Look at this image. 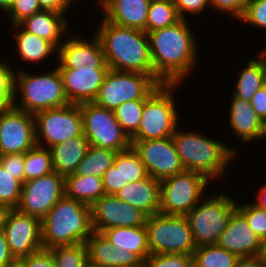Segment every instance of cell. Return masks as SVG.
I'll use <instances>...</instances> for the list:
<instances>
[{"mask_svg": "<svg viewBox=\"0 0 266 267\" xmlns=\"http://www.w3.org/2000/svg\"><path fill=\"white\" fill-rule=\"evenodd\" d=\"M188 20L147 33L154 77L161 84H180L197 66L199 47Z\"/></svg>", "mask_w": 266, "mask_h": 267, "instance_id": "obj_1", "label": "cell"}, {"mask_svg": "<svg viewBox=\"0 0 266 267\" xmlns=\"http://www.w3.org/2000/svg\"><path fill=\"white\" fill-rule=\"evenodd\" d=\"M95 31L110 69L154 76L149 38L146 32L111 23L103 17H101L99 28Z\"/></svg>", "mask_w": 266, "mask_h": 267, "instance_id": "obj_2", "label": "cell"}, {"mask_svg": "<svg viewBox=\"0 0 266 267\" xmlns=\"http://www.w3.org/2000/svg\"><path fill=\"white\" fill-rule=\"evenodd\" d=\"M202 133L176 129L172 140L185 170L199 172L208 180L217 181L226 174L237 150Z\"/></svg>", "mask_w": 266, "mask_h": 267, "instance_id": "obj_3", "label": "cell"}, {"mask_svg": "<svg viewBox=\"0 0 266 267\" xmlns=\"http://www.w3.org/2000/svg\"><path fill=\"white\" fill-rule=\"evenodd\" d=\"M43 248L85 243L93 232L91 206L65 195L41 220Z\"/></svg>", "mask_w": 266, "mask_h": 267, "instance_id": "obj_4", "label": "cell"}, {"mask_svg": "<svg viewBox=\"0 0 266 267\" xmlns=\"http://www.w3.org/2000/svg\"><path fill=\"white\" fill-rule=\"evenodd\" d=\"M16 69L18 71L15 70L14 73V99L12 103L14 107L35 115L44 110L70 104L65 95L57 66L47 73L39 74L40 72H38L35 75L23 68L21 70Z\"/></svg>", "mask_w": 266, "mask_h": 267, "instance_id": "obj_5", "label": "cell"}, {"mask_svg": "<svg viewBox=\"0 0 266 267\" xmlns=\"http://www.w3.org/2000/svg\"><path fill=\"white\" fill-rule=\"evenodd\" d=\"M178 85L180 84H160L145 99L138 131L131 140H156L173 136L180 126L179 113L174 100V94L179 90L176 89Z\"/></svg>", "mask_w": 266, "mask_h": 267, "instance_id": "obj_6", "label": "cell"}, {"mask_svg": "<svg viewBox=\"0 0 266 267\" xmlns=\"http://www.w3.org/2000/svg\"><path fill=\"white\" fill-rule=\"evenodd\" d=\"M237 202L226 194H206L185 216L196 247L218 243Z\"/></svg>", "mask_w": 266, "mask_h": 267, "instance_id": "obj_7", "label": "cell"}, {"mask_svg": "<svg viewBox=\"0 0 266 267\" xmlns=\"http://www.w3.org/2000/svg\"><path fill=\"white\" fill-rule=\"evenodd\" d=\"M150 254L193 255L197 248L185 216L156 213L145 224Z\"/></svg>", "mask_w": 266, "mask_h": 267, "instance_id": "obj_8", "label": "cell"}, {"mask_svg": "<svg viewBox=\"0 0 266 267\" xmlns=\"http://www.w3.org/2000/svg\"><path fill=\"white\" fill-rule=\"evenodd\" d=\"M210 182L203 174L187 170L161 180L159 213L186 216L206 195Z\"/></svg>", "mask_w": 266, "mask_h": 267, "instance_id": "obj_9", "label": "cell"}, {"mask_svg": "<svg viewBox=\"0 0 266 267\" xmlns=\"http://www.w3.org/2000/svg\"><path fill=\"white\" fill-rule=\"evenodd\" d=\"M160 84L151 74L110 69L93 102L114 111L125 102L145 100Z\"/></svg>", "mask_w": 266, "mask_h": 267, "instance_id": "obj_10", "label": "cell"}, {"mask_svg": "<svg viewBox=\"0 0 266 267\" xmlns=\"http://www.w3.org/2000/svg\"><path fill=\"white\" fill-rule=\"evenodd\" d=\"M82 115L83 134L89 145L117 152L131 147V139L123 131L113 110L94 102L79 104Z\"/></svg>", "mask_w": 266, "mask_h": 267, "instance_id": "obj_11", "label": "cell"}, {"mask_svg": "<svg viewBox=\"0 0 266 267\" xmlns=\"http://www.w3.org/2000/svg\"><path fill=\"white\" fill-rule=\"evenodd\" d=\"M34 117L36 144L40 147L51 148L83 134L79 104L44 110L36 113Z\"/></svg>", "mask_w": 266, "mask_h": 267, "instance_id": "obj_12", "label": "cell"}, {"mask_svg": "<svg viewBox=\"0 0 266 267\" xmlns=\"http://www.w3.org/2000/svg\"><path fill=\"white\" fill-rule=\"evenodd\" d=\"M35 117L11 105L0 109L1 155L25 153L35 147Z\"/></svg>", "mask_w": 266, "mask_h": 267, "instance_id": "obj_13", "label": "cell"}, {"mask_svg": "<svg viewBox=\"0 0 266 267\" xmlns=\"http://www.w3.org/2000/svg\"><path fill=\"white\" fill-rule=\"evenodd\" d=\"M65 178L53 171L23 183L16 209L42 220L51 208L65 195Z\"/></svg>", "mask_w": 266, "mask_h": 267, "instance_id": "obj_14", "label": "cell"}, {"mask_svg": "<svg viewBox=\"0 0 266 267\" xmlns=\"http://www.w3.org/2000/svg\"><path fill=\"white\" fill-rule=\"evenodd\" d=\"M149 176L159 181L185 171L172 137L131 140Z\"/></svg>", "mask_w": 266, "mask_h": 267, "instance_id": "obj_15", "label": "cell"}, {"mask_svg": "<svg viewBox=\"0 0 266 267\" xmlns=\"http://www.w3.org/2000/svg\"><path fill=\"white\" fill-rule=\"evenodd\" d=\"M147 215L115 195H103L91 205V224L95 232L115 227H137L146 224Z\"/></svg>", "mask_w": 266, "mask_h": 267, "instance_id": "obj_16", "label": "cell"}, {"mask_svg": "<svg viewBox=\"0 0 266 267\" xmlns=\"http://www.w3.org/2000/svg\"><path fill=\"white\" fill-rule=\"evenodd\" d=\"M4 233L12 257L17 262L43 248L41 220L16 208L9 212Z\"/></svg>", "mask_w": 266, "mask_h": 267, "instance_id": "obj_17", "label": "cell"}, {"mask_svg": "<svg viewBox=\"0 0 266 267\" xmlns=\"http://www.w3.org/2000/svg\"><path fill=\"white\" fill-rule=\"evenodd\" d=\"M64 92L70 104L93 102L99 92L109 66H78L58 68Z\"/></svg>", "mask_w": 266, "mask_h": 267, "instance_id": "obj_18", "label": "cell"}, {"mask_svg": "<svg viewBox=\"0 0 266 267\" xmlns=\"http://www.w3.org/2000/svg\"><path fill=\"white\" fill-rule=\"evenodd\" d=\"M94 36V37H93ZM87 40L81 37H67L57 53V68H78V66H108L99 38L92 35Z\"/></svg>", "mask_w": 266, "mask_h": 267, "instance_id": "obj_19", "label": "cell"}, {"mask_svg": "<svg viewBox=\"0 0 266 267\" xmlns=\"http://www.w3.org/2000/svg\"><path fill=\"white\" fill-rule=\"evenodd\" d=\"M219 247L235 254L238 258L260 255L261 239L253 232L246 218L236 209L220 235Z\"/></svg>", "mask_w": 266, "mask_h": 267, "instance_id": "obj_20", "label": "cell"}, {"mask_svg": "<svg viewBox=\"0 0 266 267\" xmlns=\"http://www.w3.org/2000/svg\"><path fill=\"white\" fill-rule=\"evenodd\" d=\"M88 251V261L98 267H137L144 261L134 252L114 247L108 239L99 232L93 231L85 242Z\"/></svg>", "mask_w": 266, "mask_h": 267, "instance_id": "obj_21", "label": "cell"}, {"mask_svg": "<svg viewBox=\"0 0 266 267\" xmlns=\"http://www.w3.org/2000/svg\"><path fill=\"white\" fill-rule=\"evenodd\" d=\"M231 98L228 118L233 135L241 139L242 143L266 139V128L250 102L233 95Z\"/></svg>", "mask_w": 266, "mask_h": 267, "instance_id": "obj_22", "label": "cell"}, {"mask_svg": "<svg viewBox=\"0 0 266 267\" xmlns=\"http://www.w3.org/2000/svg\"><path fill=\"white\" fill-rule=\"evenodd\" d=\"M151 0H110L102 9V17L114 24L146 32Z\"/></svg>", "mask_w": 266, "mask_h": 267, "instance_id": "obj_23", "label": "cell"}, {"mask_svg": "<svg viewBox=\"0 0 266 267\" xmlns=\"http://www.w3.org/2000/svg\"><path fill=\"white\" fill-rule=\"evenodd\" d=\"M115 196L143 211L147 216L160 211V181L146 178L124 185Z\"/></svg>", "mask_w": 266, "mask_h": 267, "instance_id": "obj_24", "label": "cell"}, {"mask_svg": "<svg viewBox=\"0 0 266 267\" xmlns=\"http://www.w3.org/2000/svg\"><path fill=\"white\" fill-rule=\"evenodd\" d=\"M19 25L28 33L51 42L57 49L64 41L62 38L69 28L65 14L52 10H41L34 13L32 16L26 17Z\"/></svg>", "mask_w": 266, "mask_h": 267, "instance_id": "obj_25", "label": "cell"}, {"mask_svg": "<svg viewBox=\"0 0 266 267\" xmlns=\"http://www.w3.org/2000/svg\"><path fill=\"white\" fill-rule=\"evenodd\" d=\"M88 147L89 142L84 134H82L49 148L54 171L64 178L74 174L78 164L84 158Z\"/></svg>", "mask_w": 266, "mask_h": 267, "instance_id": "obj_26", "label": "cell"}, {"mask_svg": "<svg viewBox=\"0 0 266 267\" xmlns=\"http://www.w3.org/2000/svg\"><path fill=\"white\" fill-rule=\"evenodd\" d=\"M114 247L136 253L143 261L150 255L147 230L144 226L115 227L101 232Z\"/></svg>", "mask_w": 266, "mask_h": 267, "instance_id": "obj_27", "label": "cell"}, {"mask_svg": "<svg viewBox=\"0 0 266 267\" xmlns=\"http://www.w3.org/2000/svg\"><path fill=\"white\" fill-rule=\"evenodd\" d=\"M12 27H14L13 29L16 27L18 31L14 34V39L18 49L17 53L23 62L38 63L44 59L47 60L46 58H50L55 53L57 55L58 49L51 42L35 34L28 33L19 24L12 25Z\"/></svg>", "mask_w": 266, "mask_h": 267, "instance_id": "obj_28", "label": "cell"}, {"mask_svg": "<svg viewBox=\"0 0 266 267\" xmlns=\"http://www.w3.org/2000/svg\"><path fill=\"white\" fill-rule=\"evenodd\" d=\"M65 196L91 206L105 195L101 177L70 174L65 177Z\"/></svg>", "mask_w": 266, "mask_h": 267, "instance_id": "obj_29", "label": "cell"}, {"mask_svg": "<svg viewBox=\"0 0 266 267\" xmlns=\"http://www.w3.org/2000/svg\"><path fill=\"white\" fill-rule=\"evenodd\" d=\"M240 76L232 95L241 100L250 101L255 93L266 85V72L263 59H250L240 71Z\"/></svg>", "mask_w": 266, "mask_h": 267, "instance_id": "obj_30", "label": "cell"}, {"mask_svg": "<svg viewBox=\"0 0 266 267\" xmlns=\"http://www.w3.org/2000/svg\"><path fill=\"white\" fill-rule=\"evenodd\" d=\"M116 154L117 151L89 145L74 174L102 178L104 173L113 165Z\"/></svg>", "mask_w": 266, "mask_h": 267, "instance_id": "obj_31", "label": "cell"}, {"mask_svg": "<svg viewBox=\"0 0 266 267\" xmlns=\"http://www.w3.org/2000/svg\"><path fill=\"white\" fill-rule=\"evenodd\" d=\"M239 258L217 244L198 246L192 255L193 267H235Z\"/></svg>", "mask_w": 266, "mask_h": 267, "instance_id": "obj_32", "label": "cell"}, {"mask_svg": "<svg viewBox=\"0 0 266 267\" xmlns=\"http://www.w3.org/2000/svg\"><path fill=\"white\" fill-rule=\"evenodd\" d=\"M180 20L173 0H151L146 33L172 26Z\"/></svg>", "mask_w": 266, "mask_h": 267, "instance_id": "obj_33", "label": "cell"}, {"mask_svg": "<svg viewBox=\"0 0 266 267\" xmlns=\"http://www.w3.org/2000/svg\"><path fill=\"white\" fill-rule=\"evenodd\" d=\"M24 165L25 182L54 171L50 149L38 145L25 152Z\"/></svg>", "mask_w": 266, "mask_h": 267, "instance_id": "obj_34", "label": "cell"}, {"mask_svg": "<svg viewBox=\"0 0 266 267\" xmlns=\"http://www.w3.org/2000/svg\"><path fill=\"white\" fill-rule=\"evenodd\" d=\"M113 164L120 167L123 185L140 181L148 176L142 160L132 146L127 150L117 152Z\"/></svg>", "mask_w": 266, "mask_h": 267, "instance_id": "obj_35", "label": "cell"}, {"mask_svg": "<svg viewBox=\"0 0 266 267\" xmlns=\"http://www.w3.org/2000/svg\"><path fill=\"white\" fill-rule=\"evenodd\" d=\"M56 267H86L88 251L85 243L50 248Z\"/></svg>", "mask_w": 266, "mask_h": 267, "instance_id": "obj_36", "label": "cell"}, {"mask_svg": "<svg viewBox=\"0 0 266 267\" xmlns=\"http://www.w3.org/2000/svg\"><path fill=\"white\" fill-rule=\"evenodd\" d=\"M145 100H132L114 110L115 117L123 131L131 139L138 131Z\"/></svg>", "mask_w": 266, "mask_h": 267, "instance_id": "obj_37", "label": "cell"}, {"mask_svg": "<svg viewBox=\"0 0 266 267\" xmlns=\"http://www.w3.org/2000/svg\"><path fill=\"white\" fill-rule=\"evenodd\" d=\"M23 183L0 165V203L16 208L19 204Z\"/></svg>", "mask_w": 266, "mask_h": 267, "instance_id": "obj_38", "label": "cell"}, {"mask_svg": "<svg viewBox=\"0 0 266 267\" xmlns=\"http://www.w3.org/2000/svg\"><path fill=\"white\" fill-rule=\"evenodd\" d=\"M237 210L246 218L253 232L262 240L266 238V210H263L252 202L237 203Z\"/></svg>", "mask_w": 266, "mask_h": 267, "instance_id": "obj_39", "label": "cell"}, {"mask_svg": "<svg viewBox=\"0 0 266 267\" xmlns=\"http://www.w3.org/2000/svg\"><path fill=\"white\" fill-rule=\"evenodd\" d=\"M145 267H193L192 255L165 253L150 254L144 261Z\"/></svg>", "mask_w": 266, "mask_h": 267, "instance_id": "obj_40", "label": "cell"}, {"mask_svg": "<svg viewBox=\"0 0 266 267\" xmlns=\"http://www.w3.org/2000/svg\"><path fill=\"white\" fill-rule=\"evenodd\" d=\"M0 59V109L11 105L14 99V73L12 64ZM11 65V66H10Z\"/></svg>", "mask_w": 266, "mask_h": 267, "instance_id": "obj_41", "label": "cell"}, {"mask_svg": "<svg viewBox=\"0 0 266 267\" xmlns=\"http://www.w3.org/2000/svg\"><path fill=\"white\" fill-rule=\"evenodd\" d=\"M43 10L38 0H14L10 9L5 13L12 25L19 24L26 17Z\"/></svg>", "mask_w": 266, "mask_h": 267, "instance_id": "obj_42", "label": "cell"}, {"mask_svg": "<svg viewBox=\"0 0 266 267\" xmlns=\"http://www.w3.org/2000/svg\"><path fill=\"white\" fill-rule=\"evenodd\" d=\"M239 20L259 29H266V0H250Z\"/></svg>", "mask_w": 266, "mask_h": 267, "instance_id": "obj_43", "label": "cell"}, {"mask_svg": "<svg viewBox=\"0 0 266 267\" xmlns=\"http://www.w3.org/2000/svg\"><path fill=\"white\" fill-rule=\"evenodd\" d=\"M250 0H209V5L211 8H214V12H221L224 14H229L232 16V20H239L244 11L246 10V6Z\"/></svg>", "mask_w": 266, "mask_h": 267, "instance_id": "obj_44", "label": "cell"}, {"mask_svg": "<svg viewBox=\"0 0 266 267\" xmlns=\"http://www.w3.org/2000/svg\"><path fill=\"white\" fill-rule=\"evenodd\" d=\"M24 155L25 153L0 155V165L22 183H25Z\"/></svg>", "mask_w": 266, "mask_h": 267, "instance_id": "obj_45", "label": "cell"}, {"mask_svg": "<svg viewBox=\"0 0 266 267\" xmlns=\"http://www.w3.org/2000/svg\"><path fill=\"white\" fill-rule=\"evenodd\" d=\"M22 267H56L50 249L41 248L18 261Z\"/></svg>", "mask_w": 266, "mask_h": 267, "instance_id": "obj_46", "label": "cell"}, {"mask_svg": "<svg viewBox=\"0 0 266 267\" xmlns=\"http://www.w3.org/2000/svg\"><path fill=\"white\" fill-rule=\"evenodd\" d=\"M177 13L181 19L187 20V14L199 15L210 7L209 0H173ZM188 12V13H186Z\"/></svg>", "mask_w": 266, "mask_h": 267, "instance_id": "obj_47", "label": "cell"}, {"mask_svg": "<svg viewBox=\"0 0 266 267\" xmlns=\"http://www.w3.org/2000/svg\"><path fill=\"white\" fill-rule=\"evenodd\" d=\"M102 180L106 195H115L124 186L120 167L114 164L104 173Z\"/></svg>", "mask_w": 266, "mask_h": 267, "instance_id": "obj_48", "label": "cell"}, {"mask_svg": "<svg viewBox=\"0 0 266 267\" xmlns=\"http://www.w3.org/2000/svg\"><path fill=\"white\" fill-rule=\"evenodd\" d=\"M38 2L43 10H52L62 14H66L71 5L75 4V0H38Z\"/></svg>", "mask_w": 266, "mask_h": 267, "instance_id": "obj_49", "label": "cell"}, {"mask_svg": "<svg viewBox=\"0 0 266 267\" xmlns=\"http://www.w3.org/2000/svg\"><path fill=\"white\" fill-rule=\"evenodd\" d=\"M249 102L262 120L266 116V85L259 89Z\"/></svg>", "mask_w": 266, "mask_h": 267, "instance_id": "obj_50", "label": "cell"}, {"mask_svg": "<svg viewBox=\"0 0 266 267\" xmlns=\"http://www.w3.org/2000/svg\"><path fill=\"white\" fill-rule=\"evenodd\" d=\"M17 261L12 257L4 231L0 232V267H11Z\"/></svg>", "mask_w": 266, "mask_h": 267, "instance_id": "obj_51", "label": "cell"}, {"mask_svg": "<svg viewBox=\"0 0 266 267\" xmlns=\"http://www.w3.org/2000/svg\"><path fill=\"white\" fill-rule=\"evenodd\" d=\"M235 267H266V262L260 255L239 258Z\"/></svg>", "mask_w": 266, "mask_h": 267, "instance_id": "obj_52", "label": "cell"}, {"mask_svg": "<svg viewBox=\"0 0 266 267\" xmlns=\"http://www.w3.org/2000/svg\"><path fill=\"white\" fill-rule=\"evenodd\" d=\"M259 193L257 194L256 201H251L254 205L257 207L266 210V184L262 185L261 188H259Z\"/></svg>", "mask_w": 266, "mask_h": 267, "instance_id": "obj_53", "label": "cell"}, {"mask_svg": "<svg viewBox=\"0 0 266 267\" xmlns=\"http://www.w3.org/2000/svg\"><path fill=\"white\" fill-rule=\"evenodd\" d=\"M11 209H12L11 207L0 203V232L4 231L6 221Z\"/></svg>", "mask_w": 266, "mask_h": 267, "instance_id": "obj_54", "label": "cell"}, {"mask_svg": "<svg viewBox=\"0 0 266 267\" xmlns=\"http://www.w3.org/2000/svg\"><path fill=\"white\" fill-rule=\"evenodd\" d=\"M14 0H0V10L6 13L12 6Z\"/></svg>", "mask_w": 266, "mask_h": 267, "instance_id": "obj_55", "label": "cell"}, {"mask_svg": "<svg viewBox=\"0 0 266 267\" xmlns=\"http://www.w3.org/2000/svg\"><path fill=\"white\" fill-rule=\"evenodd\" d=\"M260 256L266 262V238L262 240V249H261Z\"/></svg>", "mask_w": 266, "mask_h": 267, "instance_id": "obj_56", "label": "cell"}, {"mask_svg": "<svg viewBox=\"0 0 266 267\" xmlns=\"http://www.w3.org/2000/svg\"><path fill=\"white\" fill-rule=\"evenodd\" d=\"M259 57H261L263 59V62L265 64V72H266V48L262 49L261 51H259Z\"/></svg>", "mask_w": 266, "mask_h": 267, "instance_id": "obj_57", "label": "cell"}, {"mask_svg": "<svg viewBox=\"0 0 266 267\" xmlns=\"http://www.w3.org/2000/svg\"><path fill=\"white\" fill-rule=\"evenodd\" d=\"M98 1H100V2L98 3V5H101V7L103 8L104 5H106L110 0H98ZM100 3H101V4H100Z\"/></svg>", "mask_w": 266, "mask_h": 267, "instance_id": "obj_58", "label": "cell"}, {"mask_svg": "<svg viewBox=\"0 0 266 267\" xmlns=\"http://www.w3.org/2000/svg\"><path fill=\"white\" fill-rule=\"evenodd\" d=\"M262 123H263L264 127L266 128V116L262 119Z\"/></svg>", "mask_w": 266, "mask_h": 267, "instance_id": "obj_59", "label": "cell"}, {"mask_svg": "<svg viewBox=\"0 0 266 267\" xmlns=\"http://www.w3.org/2000/svg\"><path fill=\"white\" fill-rule=\"evenodd\" d=\"M11 267H22L18 262H16L14 265H12Z\"/></svg>", "mask_w": 266, "mask_h": 267, "instance_id": "obj_60", "label": "cell"}, {"mask_svg": "<svg viewBox=\"0 0 266 267\" xmlns=\"http://www.w3.org/2000/svg\"><path fill=\"white\" fill-rule=\"evenodd\" d=\"M86 267H98V266H92L88 263V265Z\"/></svg>", "mask_w": 266, "mask_h": 267, "instance_id": "obj_61", "label": "cell"}, {"mask_svg": "<svg viewBox=\"0 0 266 267\" xmlns=\"http://www.w3.org/2000/svg\"><path fill=\"white\" fill-rule=\"evenodd\" d=\"M137 267H145V265H144V263H143L142 265H140V266H137Z\"/></svg>", "mask_w": 266, "mask_h": 267, "instance_id": "obj_62", "label": "cell"}]
</instances>
